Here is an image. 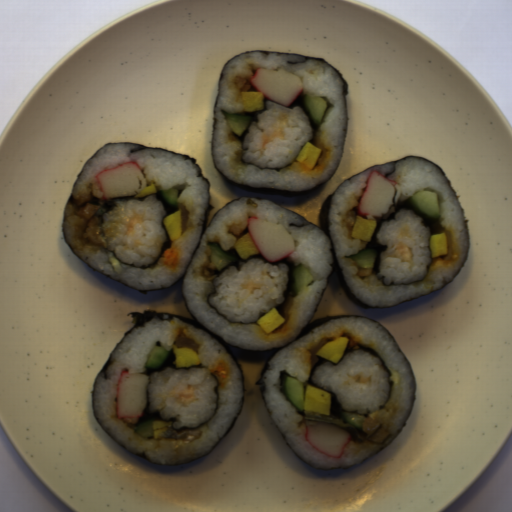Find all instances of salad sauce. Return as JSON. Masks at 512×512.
Returning <instances> with one entry per match:
<instances>
[{"instance_id": "11859cd6", "label": "salad sauce", "mask_w": 512, "mask_h": 512, "mask_svg": "<svg viewBox=\"0 0 512 512\" xmlns=\"http://www.w3.org/2000/svg\"><path fill=\"white\" fill-rule=\"evenodd\" d=\"M247 67L236 74L229 77V85L233 93L235 102H242L241 92H256L257 90L250 84V79L254 75L258 67H265L256 59H244ZM267 68V67H265Z\"/></svg>"}, {"instance_id": "1d5fafd9", "label": "salad sauce", "mask_w": 512, "mask_h": 512, "mask_svg": "<svg viewBox=\"0 0 512 512\" xmlns=\"http://www.w3.org/2000/svg\"><path fill=\"white\" fill-rule=\"evenodd\" d=\"M291 124L289 122L288 115L285 113L279 112L278 116V125L274 128V130L271 133H264L262 134V141H261V149L262 151L265 150L267 143L271 142L274 139L279 140H286L287 133L285 127H290Z\"/></svg>"}, {"instance_id": "12548f05", "label": "salad sauce", "mask_w": 512, "mask_h": 512, "mask_svg": "<svg viewBox=\"0 0 512 512\" xmlns=\"http://www.w3.org/2000/svg\"><path fill=\"white\" fill-rule=\"evenodd\" d=\"M170 396L173 397L186 408H190L198 398L195 393L194 387L190 382L188 386L173 388Z\"/></svg>"}, {"instance_id": "b256ff33", "label": "salad sauce", "mask_w": 512, "mask_h": 512, "mask_svg": "<svg viewBox=\"0 0 512 512\" xmlns=\"http://www.w3.org/2000/svg\"><path fill=\"white\" fill-rule=\"evenodd\" d=\"M209 372L219 379L220 387H225L228 377L230 375V363L227 359L218 358L215 365L210 367Z\"/></svg>"}, {"instance_id": "4c052820", "label": "salad sauce", "mask_w": 512, "mask_h": 512, "mask_svg": "<svg viewBox=\"0 0 512 512\" xmlns=\"http://www.w3.org/2000/svg\"><path fill=\"white\" fill-rule=\"evenodd\" d=\"M391 257H397L402 262H413L414 260V251L411 246L407 243L399 242L396 243L395 249L391 255Z\"/></svg>"}, {"instance_id": "17d4c859", "label": "salad sauce", "mask_w": 512, "mask_h": 512, "mask_svg": "<svg viewBox=\"0 0 512 512\" xmlns=\"http://www.w3.org/2000/svg\"><path fill=\"white\" fill-rule=\"evenodd\" d=\"M180 262V252L174 246H169L162 253V263L168 268L176 269Z\"/></svg>"}, {"instance_id": "e4a7bfb2", "label": "salad sauce", "mask_w": 512, "mask_h": 512, "mask_svg": "<svg viewBox=\"0 0 512 512\" xmlns=\"http://www.w3.org/2000/svg\"><path fill=\"white\" fill-rule=\"evenodd\" d=\"M130 210H131L133 216L131 218H129L127 220V222L124 224L126 227V231L123 232V235H126V236L130 235V233L133 231L136 224L141 225L142 223L145 222V219H146V215L144 214L143 211L138 212L136 210V208H133V207Z\"/></svg>"}, {"instance_id": "f6ad5fd7", "label": "salad sauce", "mask_w": 512, "mask_h": 512, "mask_svg": "<svg viewBox=\"0 0 512 512\" xmlns=\"http://www.w3.org/2000/svg\"><path fill=\"white\" fill-rule=\"evenodd\" d=\"M243 290H247L251 295H254L255 291L261 290L266 287L264 281L252 279L250 276H246L245 280L238 285Z\"/></svg>"}, {"instance_id": "26181915", "label": "salad sauce", "mask_w": 512, "mask_h": 512, "mask_svg": "<svg viewBox=\"0 0 512 512\" xmlns=\"http://www.w3.org/2000/svg\"><path fill=\"white\" fill-rule=\"evenodd\" d=\"M373 378L374 377L371 374L364 375L359 372L358 373H349L348 375H346L343 382L345 384L358 383L361 385H366V384H370L372 382Z\"/></svg>"}]
</instances>
